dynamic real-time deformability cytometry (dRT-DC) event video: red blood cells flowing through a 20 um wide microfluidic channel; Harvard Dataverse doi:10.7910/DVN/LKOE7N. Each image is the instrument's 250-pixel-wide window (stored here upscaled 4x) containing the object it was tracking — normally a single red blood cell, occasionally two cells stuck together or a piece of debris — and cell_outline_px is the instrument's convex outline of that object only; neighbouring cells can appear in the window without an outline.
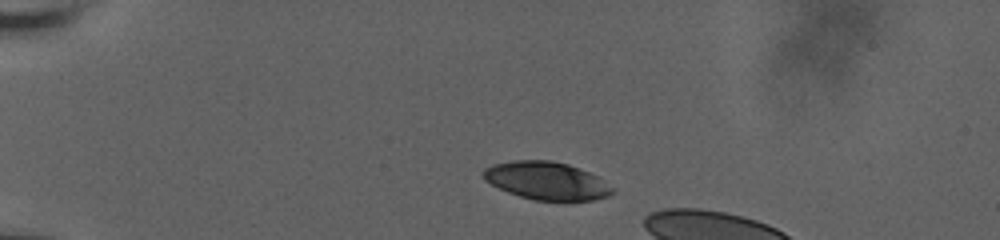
{"species": "human", "species_latin": "Homo sapiens", "temperature_condition": "room temperature", "stored_images_in_passage": 7, "segment_of_instrument_passage": [1, 2], "camera_frame_rate_fps": 3000, "um_per_image_px": 0.085, "donor": {"sex": "male"}, "frame": {"image": 1, "passage_image": 3, "time_ms": 0.667, "image_size_px": [1000, 240], "cell_outline_px": [[616, 192], [608, 196], [592, 200], [532, 200], [508, 192], [484, 180], [484, 168], [492, 164], [512, 160], [552, 160], [568, 164], [580, 168], [596, 176], [616, 188]], "centroid_in_image_um": [46.48, 15.36], "position_along_channel_um": 38.5, "area_um2": 28.5}}
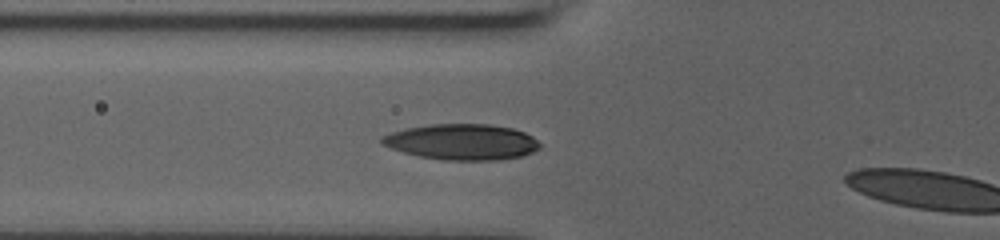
{"frame": {"image": 2, "passage_image": 6, "time_ms": 1.667, "image_size_px": [1000, 240], "cell_outline_px": [[540, 148], [532, 152], [520, 156], [496, 160], [444, 160], [420, 156], [404, 152], [380, 144], [380, 136], [404, 128], [428, 124], [488, 124], [512, 128], [524, 132], [532, 136], [540, 144]], "centroid_in_image_um": [39.23, 12.05], "position_along_channel_um": 86.6, "area_um2": 32.95}}